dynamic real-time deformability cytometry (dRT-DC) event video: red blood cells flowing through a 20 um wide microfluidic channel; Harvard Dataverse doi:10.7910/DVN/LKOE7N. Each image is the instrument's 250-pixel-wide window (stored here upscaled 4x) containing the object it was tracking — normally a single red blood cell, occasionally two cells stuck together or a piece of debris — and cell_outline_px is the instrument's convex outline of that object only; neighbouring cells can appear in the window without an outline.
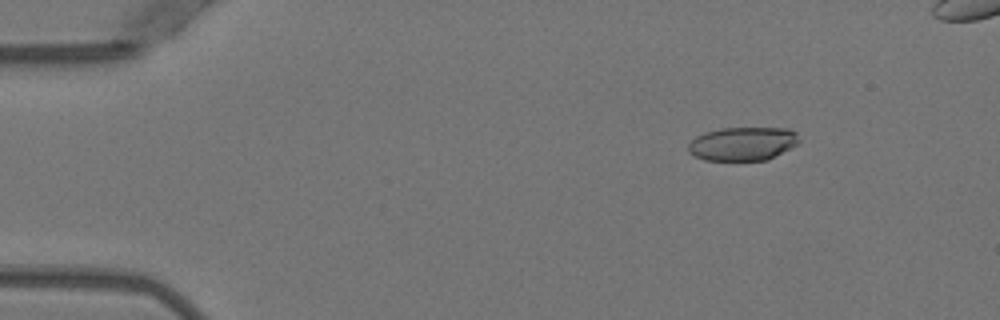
{"species": "Egyptian fruit bat (a non-hibernating species)", "species_latin": "Rousettus aegyptiacus", "temperature_condition": "warm", "stored_images_in_passage": 50, "camera_frame_rate_fps": 3000, "um_per_image_px": 0.085, "animal": {"sex": "female"}, "frame": {"image": 1, "passage_image": 7, "time_ms": 2.0, "image_size_px": [1000, 320], "cell_outline_px": [[800, 140], [796, 144], [768, 160], [704, 160], [688, 152], [688, 144], [696, 136], [704, 132], [720, 128], [788, 128], [796, 132]], "centroid_in_image_um": [63.11, 12.21], "position_along_channel_um": 21.9, "area_um2": 21.68}}
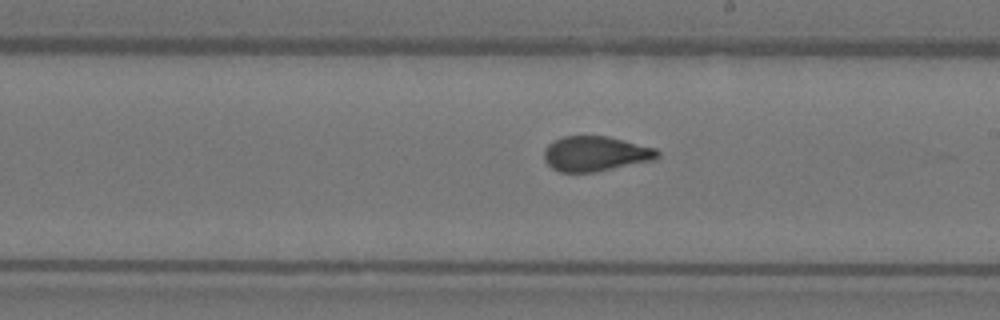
{"frame": {"image": 2, "passage_image": 30, "time_ms": 9.667, "image_size_px": [1000, 320], "cell_outline_px": [[660, 156], [656, 160], [596, 172], [560, 172], [552, 168], [544, 160], [544, 148], [552, 140], [564, 136], [608, 136], [656, 148], [660, 152]], "centroid_in_image_um": [50.63, 13.07], "position_along_channel_um": 238.4, "area_um2": 23.47}}
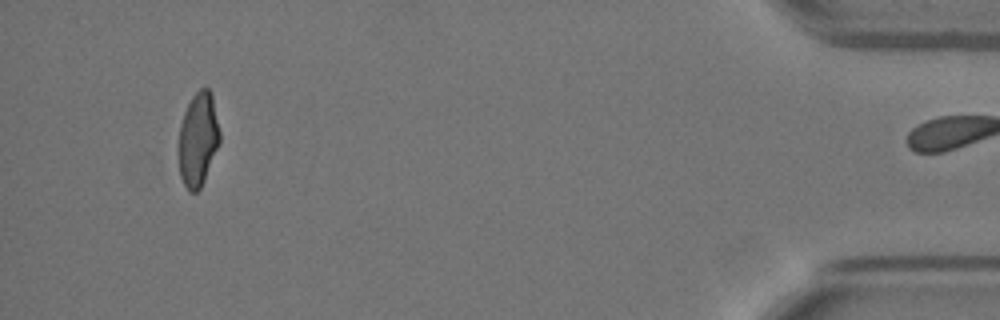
{"frame": {"image": 3, "passage_image": 49, "time_ms": 16.0, "image_size_px": [1000, 320], "cell_outline_px": [[220, 144], [204, 180], [200, 188], [196, 192], [188, 192], [180, 176], [180, 124], [184, 112], [192, 96], [200, 88], [208, 88], [212, 96], [220, 132]], "centroid_in_image_um": [16.86, 11.85], "position_along_channel_um": 418.3, "area_um2": 22.2}, "authors_computed_cell_mechanics": {"area_um2": 23.3801, "velocity_mm_per_s": 3.9662, "shape_relaxation_time_tau1_ms": 5.6746, "shape_relaxation_time_tau2_ms": 0.7465, "deformation_change_tau1": 0.1998, "deformation_change_tau2": 0.0769}}